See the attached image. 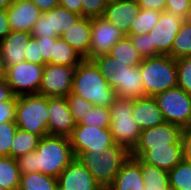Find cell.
<instances>
[{
	"label": "cell",
	"instance_id": "11",
	"mask_svg": "<svg viewBox=\"0 0 191 190\" xmlns=\"http://www.w3.org/2000/svg\"><path fill=\"white\" fill-rule=\"evenodd\" d=\"M80 17L66 8L58 5L46 13H42L31 31L33 38L61 37L75 24Z\"/></svg>",
	"mask_w": 191,
	"mask_h": 190
},
{
	"label": "cell",
	"instance_id": "35",
	"mask_svg": "<svg viewBox=\"0 0 191 190\" xmlns=\"http://www.w3.org/2000/svg\"><path fill=\"white\" fill-rule=\"evenodd\" d=\"M66 99L76 125L79 124L84 117H86L89 109L94 106L91 102L86 101L81 96L76 94L69 93L66 96Z\"/></svg>",
	"mask_w": 191,
	"mask_h": 190
},
{
	"label": "cell",
	"instance_id": "51",
	"mask_svg": "<svg viewBox=\"0 0 191 190\" xmlns=\"http://www.w3.org/2000/svg\"><path fill=\"white\" fill-rule=\"evenodd\" d=\"M11 4V0H0V10H6Z\"/></svg>",
	"mask_w": 191,
	"mask_h": 190
},
{
	"label": "cell",
	"instance_id": "6",
	"mask_svg": "<svg viewBox=\"0 0 191 190\" xmlns=\"http://www.w3.org/2000/svg\"><path fill=\"white\" fill-rule=\"evenodd\" d=\"M48 97L40 94L17 96L16 125L19 129L38 135H48Z\"/></svg>",
	"mask_w": 191,
	"mask_h": 190
},
{
	"label": "cell",
	"instance_id": "31",
	"mask_svg": "<svg viewBox=\"0 0 191 190\" xmlns=\"http://www.w3.org/2000/svg\"><path fill=\"white\" fill-rule=\"evenodd\" d=\"M40 137L30 132L17 129L12 141L11 157L16 159L19 156L35 151Z\"/></svg>",
	"mask_w": 191,
	"mask_h": 190
},
{
	"label": "cell",
	"instance_id": "19",
	"mask_svg": "<svg viewBox=\"0 0 191 190\" xmlns=\"http://www.w3.org/2000/svg\"><path fill=\"white\" fill-rule=\"evenodd\" d=\"M130 156L139 158L146 164L170 171L183 160L182 144L151 147L148 151H131Z\"/></svg>",
	"mask_w": 191,
	"mask_h": 190
},
{
	"label": "cell",
	"instance_id": "24",
	"mask_svg": "<svg viewBox=\"0 0 191 190\" xmlns=\"http://www.w3.org/2000/svg\"><path fill=\"white\" fill-rule=\"evenodd\" d=\"M61 38L73 47L79 55L89 60L91 18L80 16Z\"/></svg>",
	"mask_w": 191,
	"mask_h": 190
},
{
	"label": "cell",
	"instance_id": "12",
	"mask_svg": "<svg viewBox=\"0 0 191 190\" xmlns=\"http://www.w3.org/2000/svg\"><path fill=\"white\" fill-rule=\"evenodd\" d=\"M75 68L47 63L44 66L39 94L45 97H66L72 90Z\"/></svg>",
	"mask_w": 191,
	"mask_h": 190
},
{
	"label": "cell",
	"instance_id": "36",
	"mask_svg": "<svg viewBox=\"0 0 191 190\" xmlns=\"http://www.w3.org/2000/svg\"><path fill=\"white\" fill-rule=\"evenodd\" d=\"M177 87L191 95V56L176 59Z\"/></svg>",
	"mask_w": 191,
	"mask_h": 190
},
{
	"label": "cell",
	"instance_id": "45",
	"mask_svg": "<svg viewBox=\"0 0 191 190\" xmlns=\"http://www.w3.org/2000/svg\"><path fill=\"white\" fill-rule=\"evenodd\" d=\"M141 9H151L157 11H165L167 0H137Z\"/></svg>",
	"mask_w": 191,
	"mask_h": 190
},
{
	"label": "cell",
	"instance_id": "22",
	"mask_svg": "<svg viewBox=\"0 0 191 190\" xmlns=\"http://www.w3.org/2000/svg\"><path fill=\"white\" fill-rule=\"evenodd\" d=\"M144 184L140 159L130 156L106 190H143Z\"/></svg>",
	"mask_w": 191,
	"mask_h": 190
},
{
	"label": "cell",
	"instance_id": "50",
	"mask_svg": "<svg viewBox=\"0 0 191 190\" xmlns=\"http://www.w3.org/2000/svg\"><path fill=\"white\" fill-rule=\"evenodd\" d=\"M6 73V66L4 64V60L0 54V78H4Z\"/></svg>",
	"mask_w": 191,
	"mask_h": 190
},
{
	"label": "cell",
	"instance_id": "27",
	"mask_svg": "<svg viewBox=\"0 0 191 190\" xmlns=\"http://www.w3.org/2000/svg\"><path fill=\"white\" fill-rule=\"evenodd\" d=\"M109 56L117 61L127 62L128 66L138 67L143 58L139 52L135 49L130 39L124 36L120 39L109 51Z\"/></svg>",
	"mask_w": 191,
	"mask_h": 190
},
{
	"label": "cell",
	"instance_id": "47",
	"mask_svg": "<svg viewBox=\"0 0 191 190\" xmlns=\"http://www.w3.org/2000/svg\"><path fill=\"white\" fill-rule=\"evenodd\" d=\"M10 31L7 11L0 10V42L9 34Z\"/></svg>",
	"mask_w": 191,
	"mask_h": 190
},
{
	"label": "cell",
	"instance_id": "23",
	"mask_svg": "<svg viewBox=\"0 0 191 190\" xmlns=\"http://www.w3.org/2000/svg\"><path fill=\"white\" fill-rule=\"evenodd\" d=\"M132 116L141 131L165 122L162 111L154 97L147 96L133 100Z\"/></svg>",
	"mask_w": 191,
	"mask_h": 190
},
{
	"label": "cell",
	"instance_id": "7",
	"mask_svg": "<svg viewBox=\"0 0 191 190\" xmlns=\"http://www.w3.org/2000/svg\"><path fill=\"white\" fill-rule=\"evenodd\" d=\"M110 108V132L115 144L121 145L129 152L139 140L141 129L133 119V100L116 98Z\"/></svg>",
	"mask_w": 191,
	"mask_h": 190
},
{
	"label": "cell",
	"instance_id": "3",
	"mask_svg": "<svg viewBox=\"0 0 191 190\" xmlns=\"http://www.w3.org/2000/svg\"><path fill=\"white\" fill-rule=\"evenodd\" d=\"M70 93L81 96L94 106L106 108L117 98L115 90L107 85L95 62L85 58L74 70Z\"/></svg>",
	"mask_w": 191,
	"mask_h": 190
},
{
	"label": "cell",
	"instance_id": "16",
	"mask_svg": "<svg viewBox=\"0 0 191 190\" xmlns=\"http://www.w3.org/2000/svg\"><path fill=\"white\" fill-rule=\"evenodd\" d=\"M48 135L69 137L76 126L66 97L48 98Z\"/></svg>",
	"mask_w": 191,
	"mask_h": 190
},
{
	"label": "cell",
	"instance_id": "44",
	"mask_svg": "<svg viewBox=\"0 0 191 190\" xmlns=\"http://www.w3.org/2000/svg\"><path fill=\"white\" fill-rule=\"evenodd\" d=\"M181 142L183 159L191 162V127L182 129Z\"/></svg>",
	"mask_w": 191,
	"mask_h": 190
},
{
	"label": "cell",
	"instance_id": "17",
	"mask_svg": "<svg viewBox=\"0 0 191 190\" xmlns=\"http://www.w3.org/2000/svg\"><path fill=\"white\" fill-rule=\"evenodd\" d=\"M57 180L58 190H104L77 158L72 160Z\"/></svg>",
	"mask_w": 191,
	"mask_h": 190
},
{
	"label": "cell",
	"instance_id": "53",
	"mask_svg": "<svg viewBox=\"0 0 191 190\" xmlns=\"http://www.w3.org/2000/svg\"><path fill=\"white\" fill-rule=\"evenodd\" d=\"M22 1H28V0H11L12 4H13V3L22 2Z\"/></svg>",
	"mask_w": 191,
	"mask_h": 190
},
{
	"label": "cell",
	"instance_id": "29",
	"mask_svg": "<svg viewBox=\"0 0 191 190\" xmlns=\"http://www.w3.org/2000/svg\"><path fill=\"white\" fill-rule=\"evenodd\" d=\"M18 190H58V180L40 172L21 174Z\"/></svg>",
	"mask_w": 191,
	"mask_h": 190
},
{
	"label": "cell",
	"instance_id": "34",
	"mask_svg": "<svg viewBox=\"0 0 191 190\" xmlns=\"http://www.w3.org/2000/svg\"><path fill=\"white\" fill-rule=\"evenodd\" d=\"M110 108L102 106H93L88 114L77 125L94 126L99 128H110Z\"/></svg>",
	"mask_w": 191,
	"mask_h": 190
},
{
	"label": "cell",
	"instance_id": "33",
	"mask_svg": "<svg viewBox=\"0 0 191 190\" xmlns=\"http://www.w3.org/2000/svg\"><path fill=\"white\" fill-rule=\"evenodd\" d=\"M169 56L173 59L191 56V23L187 20H183Z\"/></svg>",
	"mask_w": 191,
	"mask_h": 190
},
{
	"label": "cell",
	"instance_id": "28",
	"mask_svg": "<svg viewBox=\"0 0 191 190\" xmlns=\"http://www.w3.org/2000/svg\"><path fill=\"white\" fill-rule=\"evenodd\" d=\"M21 173L16 159L0 156V186L6 190H18Z\"/></svg>",
	"mask_w": 191,
	"mask_h": 190
},
{
	"label": "cell",
	"instance_id": "21",
	"mask_svg": "<svg viewBox=\"0 0 191 190\" xmlns=\"http://www.w3.org/2000/svg\"><path fill=\"white\" fill-rule=\"evenodd\" d=\"M31 37L29 32L10 31L0 42V54L6 67L25 61V49Z\"/></svg>",
	"mask_w": 191,
	"mask_h": 190
},
{
	"label": "cell",
	"instance_id": "42",
	"mask_svg": "<svg viewBox=\"0 0 191 190\" xmlns=\"http://www.w3.org/2000/svg\"><path fill=\"white\" fill-rule=\"evenodd\" d=\"M25 61L39 65H46L47 63L40 57V50L38 42L35 38L31 37L28 46L25 49Z\"/></svg>",
	"mask_w": 191,
	"mask_h": 190
},
{
	"label": "cell",
	"instance_id": "26",
	"mask_svg": "<svg viewBox=\"0 0 191 190\" xmlns=\"http://www.w3.org/2000/svg\"><path fill=\"white\" fill-rule=\"evenodd\" d=\"M142 178L147 190H170L168 171L142 162L140 160Z\"/></svg>",
	"mask_w": 191,
	"mask_h": 190
},
{
	"label": "cell",
	"instance_id": "37",
	"mask_svg": "<svg viewBox=\"0 0 191 190\" xmlns=\"http://www.w3.org/2000/svg\"><path fill=\"white\" fill-rule=\"evenodd\" d=\"M17 129L16 122L0 123V156L11 157L12 141Z\"/></svg>",
	"mask_w": 191,
	"mask_h": 190
},
{
	"label": "cell",
	"instance_id": "1",
	"mask_svg": "<svg viewBox=\"0 0 191 190\" xmlns=\"http://www.w3.org/2000/svg\"><path fill=\"white\" fill-rule=\"evenodd\" d=\"M74 158L69 137L46 135L35 151L17 157L16 162L21 174L40 172L58 178Z\"/></svg>",
	"mask_w": 191,
	"mask_h": 190
},
{
	"label": "cell",
	"instance_id": "43",
	"mask_svg": "<svg viewBox=\"0 0 191 190\" xmlns=\"http://www.w3.org/2000/svg\"><path fill=\"white\" fill-rule=\"evenodd\" d=\"M35 39L39 45L40 57H42L46 63H49L51 58H53V44H55L56 38L41 37Z\"/></svg>",
	"mask_w": 191,
	"mask_h": 190
},
{
	"label": "cell",
	"instance_id": "14",
	"mask_svg": "<svg viewBox=\"0 0 191 190\" xmlns=\"http://www.w3.org/2000/svg\"><path fill=\"white\" fill-rule=\"evenodd\" d=\"M182 128L178 125L164 122L152 128L144 129L132 151H148L151 147H168V145L182 144Z\"/></svg>",
	"mask_w": 191,
	"mask_h": 190
},
{
	"label": "cell",
	"instance_id": "9",
	"mask_svg": "<svg viewBox=\"0 0 191 190\" xmlns=\"http://www.w3.org/2000/svg\"><path fill=\"white\" fill-rule=\"evenodd\" d=\"M44 66L27 61L8 66L4 79L15 96L39 94Z\"/></svg>",
	"mask_w": 191,
	"mask_h": 190
},
{
	"label": "cell",
	"instance_id": "38",
	"mask_svg": "<svg viewBox=\"0 0 191 190\" xmlns=\"http://www.w3.org/2000/svg\"><path fill=\"white\" fill-rule=\"evenodd\" d=\"M135 49L139 52L142 58H149L157 55H161L152 46L151 36L149 34L142 35H127Z\"/></svg>",
	"mask_w": 191,
	"mask_h": 190
},
{
	"label": "cell",
	"instance_id": "48",
	"mask_svg": "<svg viewBox=\"0 0 191 190\" xmlns=\"http://www.w3.org/2000/svg\"><path fill=\"white\" fill-rule=\"evenodd\" d=\"M41 13H46L59 5L58 0H31Z\"/></svg>",
	"mask_w": 191,
	"mask_h": 190
},
{
	"label": "cell",
	"instance_id": "49",
	"mask_svg": "<svg viewBox=\"0 0 191 190\" xmlns=\"http://www.w3.org/2000/svg\"><path fill=\"white\" fill-rule=\"evenodd\" d=\"M14 96L12 89L4 78H0V101L5 102Z\"/></svg>",
	"mask_w": 191,
	"mask_h": 190
},
{
	"label": "cell",
	"instance_id": "8",
	"mask_svg": "<svg viewBox=\"0 0 191 190\" xmlns=\"http://www.w3.org/2000/svg\"><path fill=\"white\" fill-rule=\"evenodd\" d=\"M165 122L183 128L191 127V95L179 87L168 89L154 97Z\"/></svg>",
	"mask_w": 191,
	"mask_h": 190
},
{
	"label": "cell",
	"instance_id": "2",
	"mask_svg": "<svg viewBox=\"0 0 191 190\" xmlns=\"http://www.w3.org/2000/svg\"><path fill=\"white\" fill-rule=\"evenodd\" d=\"M92 60L98 66L107 85L115 90L117 98L136 100L146 97L139 66H128L127 62L117 61L108 54Z\"/></svg>",
	"mask_w": 191,
	"mask_h": 190
},
{
	"label": "cell",
	"instance_id": "40",
	"mask_svg": "<svg viewBox=\"0 0 191 190\" xmlns=\"http://www.w3.org/2000/svg\"><path fill=\"white\" fill-rule=\"evenodd\" d=\"M17 112V96H13L10 100L0 101V123L16 122Z\"/></svg>",
	"mask_w": 191,
	"mask_h": 190
},
{
	"label": "cell",
	"instance_id": "20",
	"mask_svg": "<svg viewBox=\"0 0 191 190\" xmlns=\"http://www.w3.org/2000/svg\"><path fill=\"white\" fill-rule=\"evenodd\" d=\"M6 11L11 31L29 33L42 14L31 0L13 3Z\"/></svg>",
	"mask_w": 191,
	"mask_h": 190
},
{
	"label": "cell",
	"instance_id": "52",
	"mask_svg": "<svg viewBox=\"0 0 191 190\" xmlns=\"http://www.w3.org/2000/svg\"><path fill=\"white\" fill-rule=\"evenodd\" d=\"M185 20H187L188 22L191 23V9H190V11L188 12V15H187V17H186Z\"/></svg>",
	"mask_w": 191,
	"mask_h": 190
},
{
	"label": "cell",
	"instance_id": "54",
	"mask_svg": "<svg viewBox=\"0 0 191 190\" xmlns=\"http://www.w3.org/2000/svg\"><path fill=\"white\" fill-rule=\"evenodd\" d=\"M0 190H6L5 188H3L2 186H0Z\"/></svg>",
	"mask_w": 191,
	"mask_h": 190
},
{
	"label": "cell",
	"instance_id": "15",
	"mask_svg": "<svg viewBox=\"0 0 191 190\" xmlns=\"http://www.w3.org/2000/svg\"><path fill=\"white\" fill-rule=\"evenodd\" d=\"M183 20L173 13L164 11L155 28L148 33L151 36L152 46H155L161 55L170 54Z\"/></svg>",
	"mask_w": 191,
	"mask_h": 190
},
{
	"label": "cell",
	"instance_id": "41",
	"mask_svg": "<svg viewBox=\"0 0 191 190\" xmlns=\"http://www.w3.org/2000/svg\"><path fill=\"white\" fill-rule=\"evenodd\" d=\"M190 9V0H167L165 5L166 12L173 13L184 20L186 19Z\"/></svg>",
	"mask_w": 191,
	"mask_h": 190
},
{
	"label": "cell",
	"instance_id": "18",
	"mask_svg": "<svg viewBox=\"0 0 191 190\" xmlns=\"http://www.w3.org/2000/svg\"><path fill=\"white\" fill-rule=\"evenodd\" d=\"M140 10L137 0H113L107 2L102 17L117 27L124 36H127Z\"/></svg>",
	"mask_w": 191,
	"mask_h": 190
},
{
	"label": "cell",
	"instance_id": "30",
	"mask_svg": "<svg viewBox=\"0 0 191 190\" xmlns=\"http://www.w3.org/2000/svg\"><path fill=\"white\" fill-rule=\"evenodd\" d=\"M162 11L141 9L135 17L128 35H142L151 32L157 25Z\"/></svg>",
	"mask_w": 191,
	"mask_h": 190
},
{
	"label": "cell",
	"instance_id": "13",
	"mask_svg": "<svg viewBox=\"0 0 191 190\" xmlns=\"http://www.w3.org/2000/svg\"><path fill=\"white\" fill-rule=\"evenodd\" d=\"M123 37L122 32L104 17L91 18L89 60L108 54L110 49Z\"/></svg>",
	"mask_w": 191,
	"mask_h": 190
},
{
	"label": "cell",
	"instance_id": "39",
	"mask_svg": "<svg viewBox=\"0 0 191 190\" xmlns=\"http://www.w3.org/2000/svg\"><path fill=\"white\" fill-rule=\"evenodd\" d=\"M82 16L87 18L102 17L107 5L106 0H82Z\"/></svg>",
	"mask_w": 191,
	"mask_h": 190
},
{
	"label": "cell",
	"instance_id": "5",
	"mask_svg": "<svg viewBox=\"0 0 191 190\" xmlns=\"http://www.w3.org/2000/svg\"><path fill=\"white\" fill-rule=\"evenodd\" d=\"M139 70L146 97H155L161 92L177 87L176 59L169 55L143 58Z\"/></svg>",
	"mask_w": 191,
	"mask_h": 190
},
{
	"label": "cell",
	"instance_id": "46",
	"mask_svg": "<svg viewBox=\"0 0 191 190\" xmlns=\"http://www.w3.org/2000/svg\"><path fill=\"white\" fill-rule=\"evenodd\" d=\"M82 0H58L60 6L68 11L82 16Z\"/></svg>",
	"mask_w": 191,
	"mask_h": 190
},
{
	"label": "cell",
	"instance_id": "25",
	"mask_svg": "<svg viewBox=\"0 0 191 190\" xmlns=\"http://www.w3.org/2000/svg\"><path fill=\"white\" fill-rule=\"evenodd\" d=\"M83 59L64 39L57 37L53 44V58L49 64L76 68Z\"/></svg>",
	"mask_w": 191,
	"mask_h": 190
},
{
	"label": "cell",
	"instance_id": "10",
	"mask_svg": "<svg viewBox=\"0 0 191 190\" xmlns=\"http://www.w3.org/2000/svg\"><path fill=\"white\" fill-rule=\"evenodd\" d=\"M74 157L81 152L100 153L115 145L109 128L76 125L69 136Z\"/></svg>",
	"mask_w": 191,
	"mask_h": 190
},
{
	"label": "cell",
	"instance_id": "4",
	"mask_svg": "<svg viewBox=\"0 0 191 190\" xmlns=\"http://www.w3.org/2000/svg\"><path fill=\"white\" fill-rule=\"evenodd\" d=\"M130 152L121 145H113L100 153L81 152L76 158L93 175L97 183L106 190L129 159Z\"/></svg>",
	"mask_w": 191,
	"mask_h": 190
},
{
	"label": "cell",
	"instance_id": "32",
	"mask_svg": "<svg viewBox=\"0 0 191 190\" xmlns=\"http://www.w3.org/2000/svg\"><path fill=\"white\" fill-rule=\"evenodd\" d=\"M168 178L172 190H191V162L183 159L168 171Z\"/></svg>",
	"mask_w": 191,
	"mask_h": 190
}]
</instances>
